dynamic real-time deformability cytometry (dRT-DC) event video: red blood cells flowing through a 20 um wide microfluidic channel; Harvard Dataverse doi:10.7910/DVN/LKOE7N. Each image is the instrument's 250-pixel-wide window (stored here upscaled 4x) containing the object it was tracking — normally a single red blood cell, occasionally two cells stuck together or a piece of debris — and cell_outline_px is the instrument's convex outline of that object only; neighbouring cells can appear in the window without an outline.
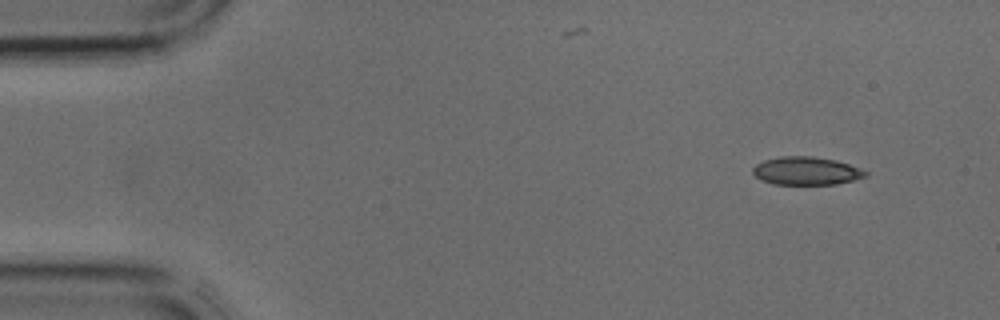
{"species": "common noctule bat (a hibernating species)", "species_latin": "Nyctalus noctula", "temperature_condition": "cold", "stored_images_in_passage": 37, "camera_frame_rate_fps": 3000, "um_per_image_px": 0.085, "animal": {"sex": "male", "body_mass_g": 17.9, "forearm_length_mm": 54.2}, "frame": {"image": 1, "passage_image": 1, "time_ms": 0.0, "image_size_px": [1000, 320], "cell_outline_px": [[868, 176], [836, 184], [772, 184], [760, 180], [752, 172], [752, 168], [756, 164], [764, 160], [780, 156], [812, 156], [836, 160], [848, 164], [868, 172]], "centroid_in_image_um": [68.5, 14.52], "position_along_channel_um": 16.5, "area_um2": 18.44}}
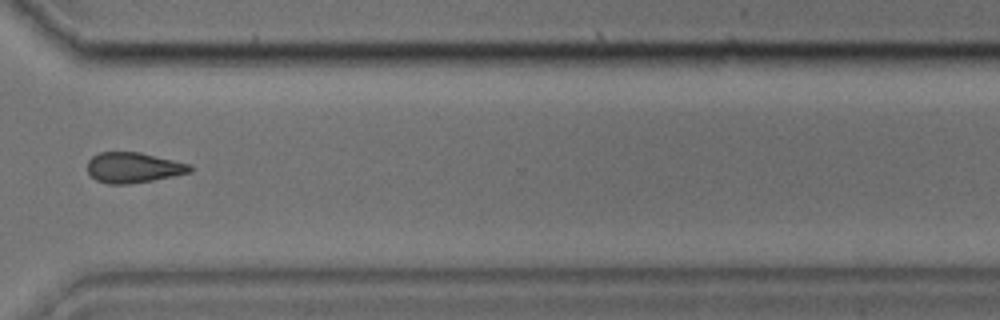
{"frame": {"image": 2, "passage_image": 27, "time_ms": 8.667, "image_size_px": [1000, 320], "cell_outline_px": [[192, 172], [152, 180], [128, 184], [108, 184], [96, 180], [88, 172], [88, 160], [92, 156], [100, 152], [140, 152], [192, 164]], "centroid_in_image_um": [11.35, 14.24], "position_along_channel_um": 359.3, "area_um2": 18.21}}
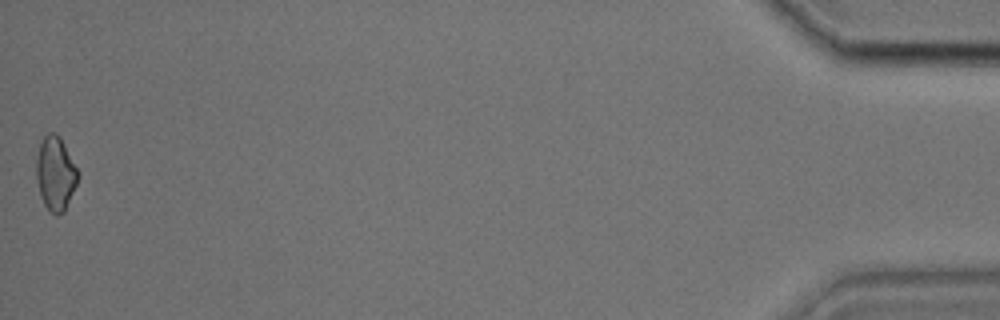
{"frame": {"image": 3, "passage_image": 37, "time_ms": 12.0, "image_size_px": [1000, 320], "cell_outline_px": [[80, 176], [64, 212], [56, 216], [48, 212], [40, 196], [36, 180], [36, 160], [40, 144], [44, 136], [48, 132], [56, 132], [60, 136], [80, 172]], "centroid_in_image_um": [4.72, 14.76], "position_along_channel_um": 430.5, "area_um2": 18.32}}